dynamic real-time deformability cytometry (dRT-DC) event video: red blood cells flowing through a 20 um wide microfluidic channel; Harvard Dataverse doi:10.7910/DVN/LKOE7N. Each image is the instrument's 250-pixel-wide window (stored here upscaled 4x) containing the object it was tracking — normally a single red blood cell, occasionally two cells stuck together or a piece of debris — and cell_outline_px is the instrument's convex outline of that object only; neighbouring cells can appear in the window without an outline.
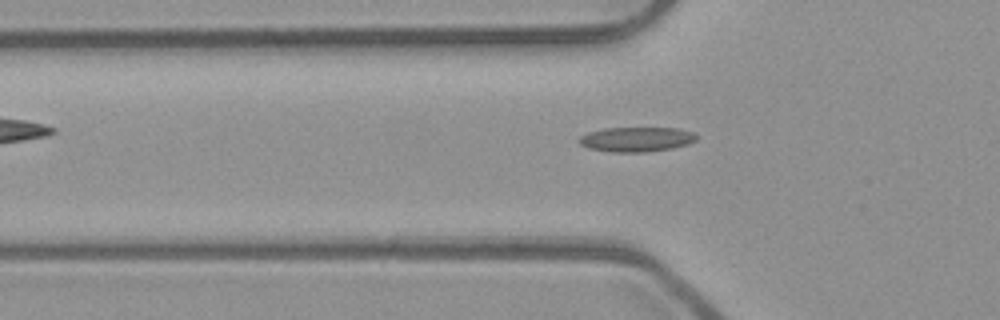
{"species": "common noctule bat (a hibernating species)", "species_latin": "Nyctalus noctula", "temperature_condition": "room temperature", "stored_images_in_passage": 52, "camera_frame_rate_fps": 3000, "um_per_image_px": 0.085, "animal": {"sex": "male", "body_mass_g": 23.1, "forearm_length_mm": 52.7}, "frame": {"image": 1, "passage_image": 17, "time_ms": 5.333, "image_size_px": [1000, 320], "cell_outline_px": [[696, 140], [688, 144], [672, 148], [644, 152], [612, 152], [588, 148], [580, 144], [576, 140], [580, 136], [588, 132], [604, 128], [680, 128], [692, 132], [696, 136]], "centroid_in_image_um": [54.06, 11.84], "position_along_channel_um": 71.7, "area_um2": 16.94}}
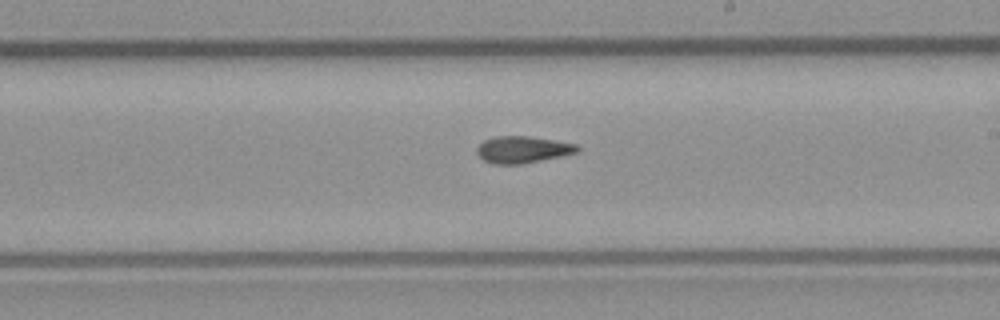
{"frame": {"image": 2, "passage_image": 30, "time_ms": 9.667, "image_size_px": [1000, 320], "cell_outline_px": [[580, 152], [524, 164], [492, 164], [484, 160], [476, 152], [476, 148], [484, 140], [496, 136], [528, 136], [576, 144], [580, 148]], "centroid_in_image_um": [44.43, 12.72], "position_along_channel_um": 244.6, "area_um2": 15.72}}
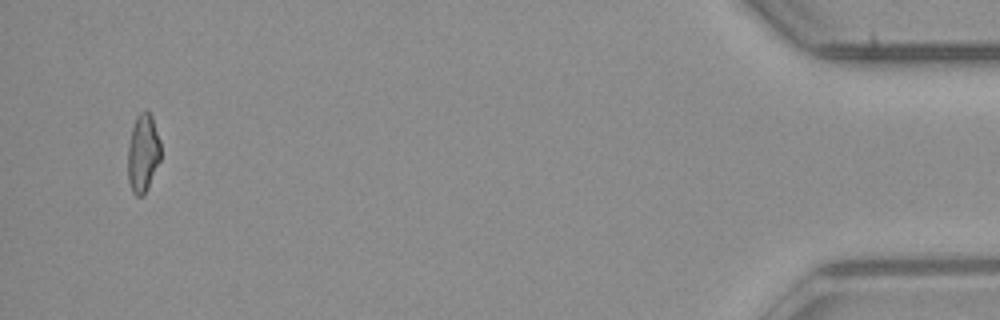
{"frame": {"image": 3, "passage_image": 50, "time_ms": 16.333, "image_size_px": [1000, 320], "cell_outline_px": [[160, 160], [144, 196], [136, 196], [132, 192], [128, 180], [128, 144], [132, 128], [136, 116], [140, 112], [148, 112], [152, 116], [160, 140]], "centroid_in_image_um": [12.15, 13.04], "position_along_channel_um": 423.1, "area_um2": 14.97}}